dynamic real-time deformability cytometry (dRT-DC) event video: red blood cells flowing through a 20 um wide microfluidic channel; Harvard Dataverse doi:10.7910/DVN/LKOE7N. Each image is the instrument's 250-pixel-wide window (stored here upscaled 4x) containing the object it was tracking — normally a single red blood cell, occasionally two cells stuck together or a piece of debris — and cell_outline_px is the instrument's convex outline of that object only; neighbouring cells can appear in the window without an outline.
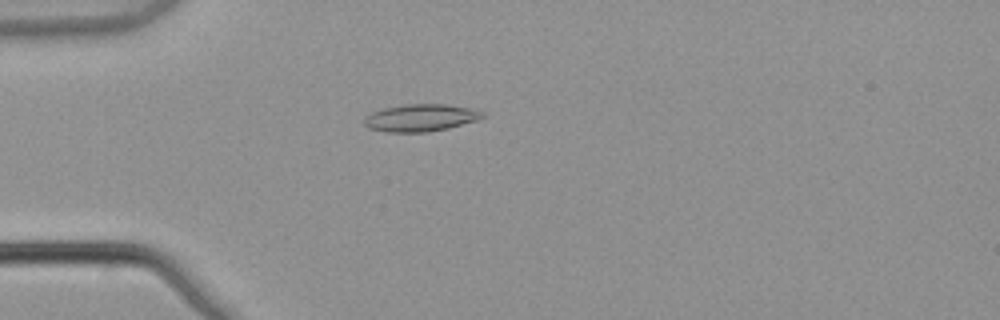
{"species": "common noctule bat (a hibernating species)", "species_latin": "Nyctalus noctula", "temperature_condition": "warm", "stored_images_in_passage": 1, "camera_frame_rate_fps": 3000, "um_per_image_px": 0.085, "animal": {"sex": "male", "body_mass_g": 21.5, "forearm_length_mm": 52.0}, "frame": {"image": 1, "passage_image": 1, "time_ms": 0.0, "image_size_px": [1000, 320], "cell_outline_px": [[484, 116], [476, 120], [448, 128], [428, 132], [388, 132], [368, 128], [364, 124], [364, 116], [372, 112], [384, 108], [404, 104], [448, 104], [468, 108], [484, 112]], "centroid_in_image_um": [35.71, 10.01], "position_along_channel_um": 49.3, "area_um2": 18.73}}